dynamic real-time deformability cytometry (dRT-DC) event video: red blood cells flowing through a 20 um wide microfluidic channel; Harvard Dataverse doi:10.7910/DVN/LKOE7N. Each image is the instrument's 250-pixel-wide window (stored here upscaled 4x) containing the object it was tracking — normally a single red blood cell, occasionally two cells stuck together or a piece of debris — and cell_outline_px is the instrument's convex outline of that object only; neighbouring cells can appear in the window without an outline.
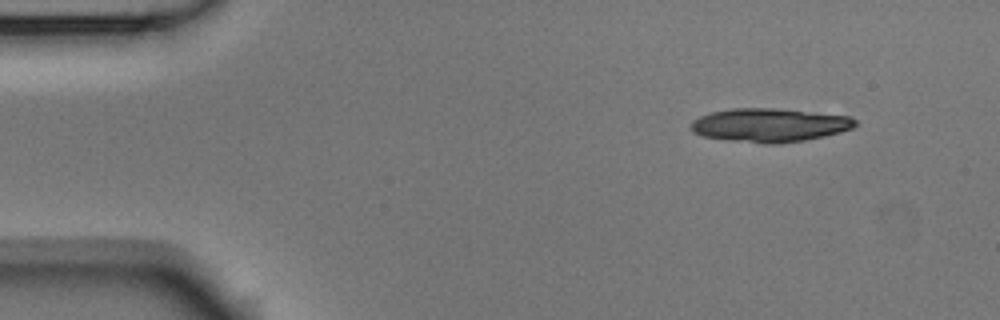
{"species": "Egyptian fruit bat (a non-hibernating species)", "species_latin": "Rousettus aegyptiacus", "temperature_condition": "room temperature", "stored_images_in_passage": 5, "camera_frame_rate_fps": 3000, "um_per_image_px": 0.085, "animal": {"sex": "male"}, "frame": {"image": 1, "passage_image": 1, "time_ms": 0.0, "image_size_px": [1000, 320], "cell_outline_px": [[860, 124], [852, 128], [840, 132], [824, 136], [804, 140], [776, 144], [764, 144], [704, 136], [692, 132], [692, 120], [700, 116], [712, 112], [732, 108], [772, 108], [852, 116]], "centroid_in_image_um": [65.46, 10.63], "position_along_channel_um": 19.5, "area_um2": 32.02}}